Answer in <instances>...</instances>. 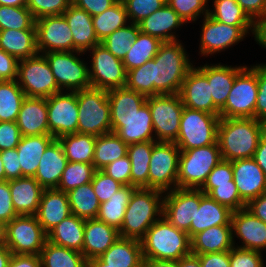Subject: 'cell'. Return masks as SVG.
Instances as JSON below:
<instances>
[{
  "mask_svg": "<svg viewBox=\"0 0 266 267\" xmlns=\"http://www.w3.org/2000/svg\"><path fill=\"white\" fill-rule=\"evenodd\" d=\"M193 67L179 41L163 42L151 60L127 71L126 88L145 96L179 94Z\"/></svg>",
  "mask_w": 266,
  "mask_h": 267,
  "instance_id": "6da1fadb",
  "label": "cell"
},
{
  "mask_svg": "<svg viewBox=\"0 0 266 267\" xmlns=\"http://www.w3.org/2000/svg\"><path fill=\"white\" fill-rule=\"evenodd\" d=\"M266 123L255 118H220L217 142L223 160L253 158Z\"/></svg>",
  "mask_w": 266,
  "mask_h": 267,
  "instance_id": "7a4b0ae2",
  "label": "cell"
},
{
  "mask_svg": "<svg viewBox=\"0 0 266 267\" xmlns=\"http://www.w3.org/2000/svg\"><path fill=\"white\" fill-rule=\"evenodd\" d=\"M163 195L164 192L157 189L135 188L119 229L120 237L141 240L147 230L163 216Z\"/></svg>",
  "mask_w": 266,
  "mask_h": 267,
  "instance_id": "3957f363",
  "label": "cell"
},
{
  "mask_svg": "<svg viewBox=\"0 0 266 267\" xmlns=\"http://www.w3.org/2000/svg\"><path fill=\"white\" fill-rule=\"evenodd\" d=\"M143 259L178 261L191 254L187 232L177 229L164 216L140 240Z\"/></svg>",
  "mask_w": 266,
  "mask_h": 267,
  "instance_id": "277c9868",
  "label": "cell"
},
{
  "mask_svg": "<svg viewBox=\"0 0 266 267\" xmlns=\"http://www.w3.org/2000/svg\"><path fill=\"white\" fill-rule=\"evenodd\" d=\"M221 160L218 142L190 150H180L177 188L200 189L209 173Z\"/></svg>",
  "mask_w": 266,
  "mask_h": 267,
  "instance_id": "5b68a950",
  "label": "cell"
},
{
  "mask_svg": "<svg viewBox=\"0 0 266 267\" xmlns=\"http://www.w3.org/2000/svg\"><path fill=\"white\" fill-rule=\"evenodd\" d=\"M78 133L100 136L111 132V112L107 90L87 88L77 91Z\"/></svg>",
  "mask_w": 266,
  "mask_h": 267,
  "instance_id": "8992f818",
  "label": "cell"
},
{
  "mask_svg": "<svg viewBox=\"0 0 266 267\" xmlns=\"http://www.w3.org/2000/svg\"><path fill=\"white\" fill-rule=\"evenodd\" d=\"M220 115L184 107L175 144L180 150H190L215 144Z\"/></svg>",
  "mask_w": 266,
  "mask_h": 267,
  "instance_id": "52a82bcc",
  "label": "cell"
},
{
  "mask_svg": "<svg viewBox=\"0 0 266 267\" xmlns=\"http://www.w3.org/2000/svg\"><path fill=\"white\" fill-rule=\"evenodd\" d=\"M257 95V65L245 66L235 77L220 118H255Z\"/></svg>",
  "mask_w": 266,
  "mask_h": 267,
  "instance_id": "ba28073f",
  "label": "cell"
},
{
  "mask_svg": "<svg viewBox=\"0 0 266 267\" xmlns=\"http://www.w3.org/2000/svg\"><path fill=\"white\" fill-rule=\"evenodd\" d=\"M146 102L151 112L153 130L156 136L155 141L175 143L184 109L180 95L148 96Z\"/></svg>",
  "mask_w": 266,
  "mask_h": 267,
  "instance_id": "9c48e42d",
  "label": "cell"
},
{
  "mask_svg": "<svg viewBox=\"0 0 266 267\" xmlns=\"http://www.w3.org/2000/svg\"><path fill=\"white\" fill-rule=\"evenodd\" d=\"M17 82L26 97L48 98L61 92L42 54L18 62Z\"/></svg>",
  "mask_w": 266,
  "mask_h": 267,
  "instance_id": "30bf717a",
  "label": "cell"
},
{
  "mask_svg": "<svg viewBox=\"0 0 266 267\" xmlns=\"http://www.w3.org/2000/svg\"><path fill=\"white\" fill-rule=\"evenodd\" d=\"M47 240L36 215H17L7 223L6 246L12 254L40 255Z\"/></svg>",
  "mask_w": 266,
  "mask_h": 267,
  "instance_id": "8fae6325",
  "label": "cell"
},
{
  "mask_svg": "<svg viewBox=\"0 0 266 267\" xmlns=\"http://www.w3.org/2000/svg\"><path fill=\"white\" fill-rule=\"evenodd\" d=\"M180 149L174 142L153 145L148 172V188L163 192L177 188Z\"/></svg>",
  "mask_w": 266,
  "mask_h": 267,
  "instance_id": "7c38bea8",
  "label": "cell"
},
{
  "mask_svg": "<svg viewBox=\"0 0 266 267\" xmlns=\"http://www.w3.org/2000/svg\"><path fill=\"white\" fill-rule=\"evenodd\" d=\"M74 53L83 54L80 51L42 54L46 58L61 91L66 88L70 92H76L91 87L87 63H84Z\"/></svg>",
  "mask_w": 266,
  "mask_h": 267,
  "instance_id": "4fadbf2b",
  "label": "cell"
},
{
  "mask_svg": "<svg viewBox=\"0 0 266 267\" xmlns=\"http://www.w3.org/2000/svg\"><path fill=\"white\" fill-rule=\"evenodd\" d=\"M90 51L92 63L88 70L91 87L107 91L125 87L127 71L122 60L115 57L101 43Z\"/></svg>",
  "mask_w": 266,
  "mask_h": 267,
  "instance_id": "5bb4252c",
  "label": "cell"
},
{
  "mask_svg": "<svg viewBox=\"0 0 266 267\" xmlns=\"http://www.w3.org/2000/svg\"><path fill=\"white\" fill-rule=\"evenodd\" d=\"M165 194L163 216L190 237V225L195 224L196 208L200 207V189L175 188Z\"/></svg>",
  "mask_w": 266,
  "mask_h": 267,
  "instance_id": "9a60e30c",
  "label": "cell"
},
{
  "mask_svg": "<svg viewBox=\"0 0 266 267\" xmlns=\"http://www.w3.org/2000/svg\"><path fill=\"white\" fill-rule=\"evenodd\" d=\"M49 132L54 138L78 133L77 91H63L46 98Z\"/></svg>",
  "mask_w": 266,
  "mask_h": 267,
  "instance_id": "2e32d148",
  "label": "cell"
},
{
  "mask_svg": "<svg viewBox=\"0 0 266 267\" xmlns=\"http://www.w3.org/2000/svg\"><path fill=\"white\" fill-rule=\"evenodd\" d=\"M36 47L40 54L73 51V36L63 15L44 16L35 20Z\"/></svg>",
  "mask_w": 266,
  "mask_h": 267,
  "instance_id": "e0dca14e",
  "label": "cell"
},
{
  "mask_svg": "<svg viewBox=\"0 0 266 267\" xmlns=\"http://www.w3.org/2000/svg\"><path fill=\"white\" fill-rule=\"evenodd\" d=\"M255 26H230L223 24L209 15L204 16V22L202 25V34L200 40L201 55L208 56L216 52L228 49L235 43L242 41L245 35L249 33V30L254 33Z\"/></svg>",
  "mask_w": 266,
  "mask_h": 267,
  "instance_id": "ac0fdd59",
  "label": "cell"
},
{
  "mask_svg": "<svg viewBox=\"0 0 266 267\" xmlns=\"http://www.w3.org/2000/svg\"><path fill=\"white\" fill-rule=\"evenodd\" d=\"M179 95L184 107L220 115V110L213 103L208 80L196 67L188 71Z\"/></svg>",
  "mask_w": 266,
  "mask_h": 267,
  "instance_id": "d6986e66",
  "label": "cell"
},
{
  "mask_svg": "<svg viewBox=\"0 0 266 267\" xmlns=\"http://www.w3.org/2000/svg\"><path fill=\"white\" fill-rule=\"evenodd\" d=\"M111 132L116 133L127 145L155 141L151 112L146 102L130 118H111Z\"/></svg>",
  "mask_w": 266,
  "mask_h": 267,
  "instance_id": "ffe728a7",
  "label": "cell"
},
{
  "mask_svg": "<svg viewBox=\"0 0 266 267\" xmlns=\"http://www.w3.org/2000/svg\"><path fill=\"white\" fill-rule=\"evenodd\" d=\"M233 242L236 235L243 245L238 248L263 252L266 250V223L248 209L234 211L231 216Z\"/></svg>",
  "mask_w": 266,
  "mask_h": 267,
  "instance_id": "44dd1931",
  "label": "cell"
},
{
  "mask_svg": "<svg viewBox=\"0 0 266 267\" xmlns=\"http://www.w3.org/2000/svg\"><path fill=\"white\" fill-rule=\"evenodd\" d=\"M231 163L233 180L246 205L266 192V176L253 158L235 160Z\"/></svg>",
  "mask_w": 266,
  "mask_h": 267,
  "instance_id": "7402d4cb",
  "label": "cell"
},
{
  "mask_svg": "<svg viewBox=\"0 0 266 267\" xmlns=\"http://www.w3.org/2000/svg\"><path fill=\"white\" fill-rule=\"evenodd\" d=\"M120 237L119 230L97 218L85 219L82 254L86 260L100 257Z\"/></svg>",
  "mask_w": 266,
  "mask_h": 267,
  "instance_id": "603a6c76",
  "label": "cell"
},
{
  "mask_svg": "<svg viewBox=\"0 0 266 267\" xmlns=\"http://www.w3.org/2000/svg\"><path fill=\"white\" fill-rule=\"evenodd\" d=\"M16 122L22 136L51 135L46 98L25 97Z\"/></svg>",
  "mask_w": 266,
  "mask_h": 267,
  "instance_id": "cb8c5ba5",
  "label": "cell"
},
{
  "mask_svg": "<svg viewBox=\"0 0 266 267\" xmlns=\"http://www.w3.org/2000/svg\"><path fill=\"white\" fill-rule=\"evenodd\" d=\"M71 214L67 193L56 188L43 190L36 217L47 234Z\"/></svg>",
  "mask_w": 266,
  "mask_h": 267,
  "instance_id": "d4e9b609",
  "label": "cell"
},
{
  "mask_svg": "<svg viewBox=\"0 0 266 267\" xmlns=\"http://www.w3.org/2000/svg\"><path fill=\"white\" fill-rule=\"evenodd\" d=\"M67 163L63 148L55 138L40 158L34 178L44 189L57 188Z\"/></svg>",
  "mask_w": 266,
  "mask_h": 267,
  "instance_id": "484cf974",
  "label": "cell"
},
{
  "mask_svg": "<svg viewBox=\"0 0 266 267\" xmlns=\"http://www.w3.org/2000/svg\"><path fill=\"white\" fill-rule=\"evenodd\" d=\"M62 15L72 31L73 51L85 53L101 43L93 27L92 16L87 11L71 4Z\"/></svg>",
  "mask_w": 266,
  "mask_h": 267,
  "instance_id": "4316f807",
  "label": "cell"
},
{
  "mask_svg": "<svg viewBox=\"0 0 266 267\" xmlns=\"http://www.w3.org/2000/svg\"><path fill=\"white\" fill-rule=\"evenodd\" d=\"M245 66L204 65L196 67L208 80L214 105L221 110L228 99L236 75Z\"/></svg>",
  "mask_w": 266,
  "mask_h": 267,
  "instance_id": "83f0119b",
  "label": "cell"
},
{
  "mask_svg": "<svg viewBox=\"0 0 266 267\" xmlns=\"http://www.w3.org/2000/svg\"><path fill=\"white\" fill-rule=\"evenodd\" d=\"M12 203L18 215H36L44 188L34 177L8 180Z\"/></svg>",
  "mask_w": 266,
  "mask_h": 267,
  "instance_id": "f1b7e54d",
  "label": "cell"
},
{
  "mask_svg": "<svg viewBox=\"0 0 266 267\" xmlns=\"http://www.w3.org/2000/svg\"><path fill=\"white\" fill-rule=\"evenodd\" d=\"M185 24L184 20L167 3L138 23L140 32L160 39L162 42L177 41L173 29Z\"/></svg>",
  "mask_w": 266,
  "mask_h": 267,
  "instance_id": "f546056e",
  "label": "cell"
},
{
  "mask_svg": "<svg viewBox=\"0 0 266 267\" xmlns=\"http://www.w3.org/2000/svg\"><path fill=\"white\" fill-rule=\"evenodd\" d=\"M233 211L200 190V207L196 208L195 224L190 225V239L212 226L231 225Z\"/></svg>",
  "mask_w": 266,
  "mask_h": 267,
  "instance_id": "4dcf8cb0",
  "label": "cell"
},
{
  "mask_svg": "<svg viewBox=\"0 0 266 267\" xmlns=\"http://www.w3.org/2000/svg\"><path fill=\"white\" fill-rule=\"evenodd\" d=\"M190 240L191 254L230 251L235 247L232 225L212 226L195 234Z\"/></svg>",
  "mask_w": 266,
  "mask_h": 267,
  "instance_id": "1f68e13d",
  "label": "cell"
},
{
  "mask_svg": "<svg viewBox=\"0 0 266 267\" xmlns=\"http://www.w3.org/2000/svg\"><path fill=\"white\" fill-rule=\"evenodd\" d=\"M99 258L105 267H143L141 241L119 237Z\"/></svg>",
  "mask_w": 266,
  "mask_h": 267,
  "instance_id": "d6a6232c",
  "label": "cell"
},
{
  "mask_svg": "<svg viewBox=\"0 0 266 267\" xmlns=\"http://www.w3.org/2000/svg\"><path fill=\"white\" fill-rule=\"evenodd\" d=\"M55 138L52 135L22 136L16 149L19 156V165L22 177H34L37 172L40 158L47 146Z\"/></svg>",
  "mask_w": 266,
  "mask_h": 267,
  "instance_id": "836d02e7",
  "label": "cell"
},
{
  "mask_svg": "<svg viewBox=\"0 0 266 267\" xmlns=\"http://www.w3.org/2000/svg\"><path fill=\"white\" fill-rule=\"evenodd\" d=\"M0 49L18 61L36 56V29L0 30Z\"/></svg>",
  "mask_w": 266,
  "mask_h": 267,
  "instance_id": "e575fe53",
  "label": "cell"
},
{
  "mask_svg": "<svg viewBox=\"0 0 266 267\" xmlns=\"http://www.w3.org/2000/svg\"><path fill=\"white\" fill-rule=\"evenodd\" d=\"M84 226L85 219L71 214L47 234L48 241L82 253Z\"/></svg>",
  "mask_w": 266,
  "mask_h": 267,
  "instance_id": "d590c367",
  "label": "cell"
},
{
  "mask_svg": "<svg viewBox=\"0 0 266 267\" xmlns=\"http://www.w3.org/2000/svg\"><path fill=\"white\" fill-rule=\"evenodd\" d=\"M157 141L129 144L127 155L131 163L130 186L148 188V172L153 145Z\"/></svg>",
  "mask_w": 266,
  "mask_h": 267,
  "instance_id": "8d00e7d4",
  "label": "cell"
},
{
  "mask_svg": "<svg viewBox=\"0 0 266 267\" xmlns=\"http://www.w3.org/2000/svg\"><path fill=\"white\" fill-rule=\"evenodd\" d=\"M111 118H130L146 103L147 96L126 87L107 91Z\"/></svg>",
  "mask_w": 266,
  "mask_h": 267,
  "instance_id": "74e56055",
  "label": "cell"
},
{
  "mask_svg": "<svg viewBox=\"0 0 266 267\" xmlns=\"http://www.w3.org/2000/svg\"><path fill=\"white\" fill-rule=\"evenodd\" d=\"M136 187L124 185L108 200L100 204L97 219L118 230L123 224L126 207Z\"/></svg>",
  "mask_w": 266,
  "mask_h": 267,
  "instance_id": "f35d334b",
  "label": "cell"
},
{
  "mask_svg": "<svg viewBox=\"0 0 266 267\" xmlns=\"http://www.w3.org/2000/svg\"><path fill=\"white\" fill-rule=\"evenodd\" d=\"M128 145L114 132L96 137L93 165L102 170L111 162L127 155Z\"/></svg>",
  "mask_w": 266,
  "mask_h": 267,
  "instance_id": "ab89813d",
  "label": "cell"
},
{
  "mask_svg": "<svg viewBox=\"0 0 266 267\" xmlns=\"http://www.w3.org/2000/svg\"><path fill=\"white\" fill-rule=\"evenodd\" d=\"M57 139L69 162L93 163L96 136L72 133Z\"/></svg>",
  "mask_w": 266,
  "mask_h": 267,
  "instance_id": "60d3db41",
  "label": "cell"
},
{
  "mask_svg": "<svg viewBox=\"0 0 266 267\" xmlns=\"http://www.w3.org/2000/svg\"><path fill=\"white\" fill-rule=\"evenodd\" d=\"M42 267H87L81 252L56 245L47 240L40 253Z\"/></svg>",
  "mask_w": 266,
  "mask_h": 267,
  "instance_id": "b9f144b4",
  "label": "cell"
},
{
  "mask_svg": "<svg viewBox=\"0 0 266 267\" xmlns=\"http://www.w3.org/2000/svg\"><path fill=\"white\" fill-rule=\"evenodd\" d=\"M68 201L73 215L83 218H96L100 202L96 196L91 182L74 188L67 192Z\"/></svg>",
  "mask_w": 266,
  "mask_h": 267,
  "instance_id": "7bdbcfd3",
  "label": "cell"
},
{
  "mask_svg": "<svg viewBox=\"0 0 266 267\" xmlns=\"http://www.w3.org/2000/svg\"><path fill=\"white\" fill-rule=\"evenodd\" d=\"M25 97L17 80L0 81V122H16Z\"/></svg>",
  "mask_w": 266,
  "mask_h": 267,
  "instance_id": "ee69618b",
  "label": "cell"
},
{
  "mask_svg": "<svg viewBox=\"0 0 266 267\" xmlns=\"http://www.w3.org/2000/svg\"><path fill=\"white\" fill-rule=\"evenodd\" d=\"M162 43L156 37L139 32L132 43V48L122 60L126 71L142 66L148 60L153 59Z\"/></svg>",
  "mask_w": 266,
  "mask_h": 267,
  "instance_id": "f6af8a7d",
  "label": "cell"
},
{
  "mask_svg": "<svg viewBox=\"0 0 266 267\" xmlns=\"http://www.w3.org/2000/svg\"><path fill=\"white\" fill-rule=\"evenodd\" d=\"M129 22L124 3L116 2L101 14L92 17L93 27L101 42L115 30L124 27Z\"/></svg>",
  "mask_w": 266,
  "mask_h": 267,
  "instance_id": "bcb514c9",
  "label": "cell"
},
{
  "mask_svg": "<svg viewBox=\"0 0 266 267\" xmlns=\"http://www.w3.org/2000/svg\"><path fill=\"white\" fill-rule=\"evenodd\" d=\"M214 9L208 15L216 21L230 26H255L236 0H213Z\"/></svg>",
  "mask_w": 266,
  "mask_h": 267,
  "instance_id": "7dc6e473",
  "label": "cell"
},
{
  "mask_svg": "<svg viewBox=\"0 0 266 267\" xmlns=\"http://www.w3.org/2000/svg\"><path fill=\"white\" fill-rule=\"evenodd\" d=\"M140 32L138 24L130 22L101 41V44L115 57L123 60L132 48V43L136 40Z\"/></svg>",
  "mask_w": 266,
  "mask_h": 267,
  "instance_id": "c3c4849f",
  "label": "cell"
},
{
  "mask_svg": "<svg viewBox=\"0 0 266 267\" xmlns=\"http://www.w3.org/2000/svg\"><path fill=\"white\" fill-rule=\"evenodd\" d=\"M96 169L93 163L69 162L56 189L65 193L92 181Z\"/></svg>",
  "mask_w": 266,
  "mask_h": 267,
  "instance_id": "681fc988",
  "label": "cell"
},
{
  "mask_svg": "<svg viewBox=\"0 0 266 267\" xmlns=\"http://www.w3.org/2000/svg\"><path fill=\"white\" fill-rule=\"evenodd\" d=\"M36 29L35 19L27 6H2L0 5V30Z\"/></svg>",
  "mask_w": 266,
  "mask_h": 267,
  "instance_id": "f907efd6",
  "label": "cell"
},
{
  "mask_svg": "<svg viewBox=\"0 0 266 267\" xmlns=\"http://www.w3.org/2000/svg\"><path fill=\"white\" fill-rule=\"evenodd\" d=\"M208 195L233 212L246 208L234 180L230 181V184L217 185Z\"/></svg>",
  "mask_w": 266,
  "mask_h": 267,
  "instance_id": "816d5d0a",
  "label": "cell"
},
{
  "mask_svg": "<svg viewBox=\"0 0 266 267\" xmlns=\"http://www.w3.org/2000/svg\"><path fill=\"white\" fill-rule=\"evenodd\" d=\"M208 0H166V3L174 9L184 20L195 21L200 15H208L209 9L206 8Z\"/></svg>",
  "mask_w": 266,
  "mask_h": 267,
  "instance_id": "f5cc1de1",
  "label": "cell"
},
{
  "mask_svg": "<svg viewBox=\"0 0 266 267\" xmlns=\"http://www.w3.org/2000/svg\"><path fill=\"white\" fill-rule=\"evenodd\" d=\"M165 4L166 0H127L124 2L129 22L135 24L161 9Z\"/></svg>",
  "mask_w": 266,
  "mask_h": 267,
  "instance_id": "db71d44e",
  "label": "cell"
},
{
  "mask_svg": "<svg viewBox=\"0 0 266 267\" xmlns=\"http://www.w3.org/2000/svg\"><path fill=\"white\" fill-rule=\"evenodd\" d=\"M72 4V0H27V8L34 19L44 16L62 15Z\"/></svg>",
  "mask_w": 266,
  "mask_h": 267,
  "instance_id": "11a10c76",
  "label": "cell"
},
{
  "mask_svg": "<svg viewBox=\"0 0 266 267\" xmlns=\"http://www.w3.org/2000/svg\"><path fill=\"white\" fill-rule=\"evenodd\" d=\"M233 180V169L231 161L221 160L209 173L205 183L200 190L208 195L217 185L230 184Z\"/></svg>",
  "mask_w": 266,
  "mask_h": 267,
  "instance_id": "9f6ffc18",
  "label": "cell"
},
{
  "mask_svg": "<svg viewBox=\"0 0 266 267\" xmlns=\"http://www.w3.org/2000/svg\"><path fill=\"white\" fill-rule=\"evenodd\" d=\"M91 184L100 203L108 201L116 191L124 186L102 170H96Z\"/></svg>",
  "mask_w": 266,
  "mask_h": 267,
  "instance_id": "6f0895ef",
  "label": "cell"
},
{
  "mask_svg": "<svg viewBox=\"0 0 266 267\" xmlns=\"http://www.w3.org/2000/svg\"><path fill=\"white\" fill-rule=\"evenodd\" d=\"M262 252L233 247L230 250V267H265Z\"/></svg>",
  "mask_w": 266,
  "mask_h": 267,
  "instance_id": "680465c9",
  "label": "cell"
},
{
  "mask_svg": "<svg viewBox=\"0 0 266 267\" xmlns=\"http://www.w3.org/2000/svg\"><path fill=\"white\" fill-rule=\"evenodd\" d=\"M102 171L121 184L130 185L131 163L128 155L111 162Z\"/></svg>",
  "mask_w": 266,
  "mask_h": 267,
  "instance_id": "91938a15",
  "label": "cell"
},
{
  "mask_svg": "<svg viewBox=\"0 0 266 267\" xmlns=\"http://www.w3.org/2000/svg\"><path fill=\"white\" fill-rule=\"evenodd\" d=\"M258 95L255 119L266 123V64L257 65Z\"/></svg>",
  "mask_w": 266,
  "mask_h": 267,
  "instance_id": "94428289",
  "label": "cell"
},
{
  "mask_svg": "<svg viewBox=\"0 0 266 267\" xmlns=\"http://www.w3.org/2000/svg\"><path fill=\"white\" fill-rule=\"evenodd\" d=\"M21 137L17 122H0V152L16 148Z\"/></svg>",
  "mask_w": 266,
  "mask_h": 267,
  "instance_id": "6125c7cd",
  "label": "cell"
},
{
  "mask_svg": "<svg viewBox=\"0 0 266 267\" xmlns=\"http://www.w3.org/2000/svg\"><path fill=\"white\" fill-rule=\"evenodd\" d=\"M0 155L3 162L6 181L22 177L17 149L3 150L0 152Z\"/></svg>",
  "mask_w": 266,
  "mask_h": 267,
  "instance_id": "be15d7a7",
  "label": "cell"
},
{
  "mask_svg": "<svg viewBox=\"0 0 266 267\" xmlns=\"http://www.w3.org/2000/svg\"><path fill=\"white\" fill-rule=\"evenodd\" d=\"M17 215L12 203L9 183L0 181V220L8 223Z\"/></svg>",
  "mask_w": 266,
  "mask_h": 267,
  "instance_id": "e7e4bbea",
  "label": "cell"
},
{
  "mask_svg": "<svg viewBox=\"0 0 266 267\" xmlns=\"http://www.w3.org/2000/svg\"><path fill=\"white\" fill-rule=\"evenodd\" d=\"M236 1L254 23L266 18V0Z\"/></svg>",
  "mask_w": 266,
  "mask_h": 267,
  "instance_id": "03108f58",
  "label": "cell"
},
{
  "mask_svg": "<svg viewBox=\"0 0 266 267\" xmlns=\"http://www.w3.org/2000/svg\"><path fill=\"white\" fill-rule=\"evenodd\" d=\"M18 60L0 49V81L16 80Z\"/></svg>",
  "mask_w": 266,
  "mask_h": 267,
  "instance_id": "003e7915",
  "label": "cell"
},
{
  "mask_svg": "<svg viewBox=\"0 0 266 267\" xmlns=\"http://www.w3.org/2000/svg\"><path fill=\"white\" fill-rule=\"evenodd\" d=\"M194 255L199 258L201 267H230V251Z\"/></svg>",
  "mask_w": 266,
  "mask_h": 267,
  "instance_id": "a7ac6f4b",
  "label": "cell"
},
{
  "mask_svg": "<svg viewBox=\"0 0 266 267\" xmlns=\"http://www.w3.org/2000/svg\"><path fill=\"white\" fill-rule=\"evenodd\" d=\"M115 3V0H72V4L87 11L92 17L101 14Z\"/></svg>",
  "mask_w": 266,
  "mask_h": 267,
  "instance_id": "89a4df30",
  "label": "cell"
},
{
  "mask_svg": "<svg viewBox=\"0 0 266 267\" xmlns=\"http://www.w3.org/2000/svg\"><path fill=\"white\" fill-rule=\"evenodd\" d=\"M8 267H42L40 255L12 254Z\"/></svg>",
  "mask_w": 266,
  "mask_h": 267,
  "instance_id": "2644e50d",
  "label": "cell"
},
{
  "mask_svg": "<svg viewBox=\"0 0 266 267\" xmlns=\"http://www.w3.org/2000/svg\"><path fill=\"white\" fill-rule=\"evenodd\" d=\"M246 209L266 223V192L251 200L246 205Z\"/></svg>",
  "mask_w": 266,
  "mask_h": 267,
  "instance_id": "8c879c8a",
  "label": "cell"
},
{
  "mask_svg": "<svg viewBox=\"0 0 266 267\" xmlns=\"http://www.w3.org/2000/svg\"><path fill=\"white\" fill-rule=\"evenodd\" d=\"M253 159L258 164V166L263 170L266 176V130L260 138L258 147L254 152Z\"/></svg>",
  "mask_w": 266,
  "mask_h": 267,
  "instance_id": "753ad0ef",
  "label": "cell"
},
{
  "mask_svg": "<svg viewBox=\"0 0 266 267\" xmlns=\"http://www.w3.org/2000/svg\"><path fill=\"white\" fill-rule=\"evenodd\" d=\"M253 35L255 41L266 48V18L255 23Z\"/></svg>",
  "mask_w": 266,
  "mask_h": 267,
  "instance_id": "34e18365",
  "label": "cell"
},
{
  "mask_svg": "<svg viewBox=\"0 0 266 267\" xmlns=\"http://www.w3.org/2000/svg\"><path fill=\"white\" fill-rule=\"evenodd\" d=\"M143 267H178L177 261L143 259Z\"/></svg>",
  "mask_w": 266,
  "mask_h": 267,
  "instance_id": "11e5206c",
  "label": "cell"
},
{
  "mask_svg": "<svg viewBox=\"0 0 266 267\" xmlns=\"http://www.w3.org/2000/svg\"><path fill=\"white\" fill-rule=\"evenodd\" d=\"M177 264L178 267H201L199 258L194 254L179 259Z\"/></svg>",
  "mask_w": 266,
  "mask_h": 267,
  "instance_id": "2a66077c",
  "label": "cell"
},
{
  "mask_svg": "<svg viewBox=\"0 0 266 267\" xmlns=\"http://www.w3.org/2000/svg\"><path fill=\"white\" fill-rule=\"evenodd\" d=\"M12 252L7 246L0 247V267H8Z\"/></svg>",
  "mask_w": 266,
  "mask_h": 267,
  "instance_id": "b9fcfbb0",
  "label": "cell"
},
{
  "mask_svg": "<svg viewBox=\"0 0 266 267\" xmlns=\"http://www.w3.org/2000/svg\"><path fill=\"white\" fill-rule=\"evenodd\" d=\"M0 5L2 6H27V0H0Z\"/></svg>",
  "mask_w": 266,
  "mask_h": 267,
  "instance_id": "09005b40",
  "label": "cell"
},
{
  "mask_svg": "<svg viewBox=\"0 0 266 267\" xmlns=\"http://www.w3.org/2000/svg\"><path fill=\"white\" fill-rule=\"evenodd\" d=\"M7 223L0 220V247L6 246Z\"/></svg>",
  "mask_w": 266,
  "mask_h": 267,
  "instance_id": "979ff035",
  "label": "cell"
},
{
  "mask_svg": "<svg viewBox=\"0 0 266 267\" xmlns=\"http://www.w3.org/2000/svg\"><path fill=\"white\" fill-rule=\"evenodd\" d=\"M87 267H105V263L99 257H97L88 260Z\"/></svg>",
  "mask_w": 266,
  "mask_h": 267,
  "instance_id": "deb4b68c",
  "label": "cell"
},
{
  "mask_svg": "<svg viewBox=\"0 0 266 267\" xmlns=\"http://www.w3.org/2000/svg\"><path fill=\"white\" fill-rule=\"evenodd\" d=\"M0 181H6V176H5V171H4L1 155H0Z\"/></svg>",
  "mask_w": 266,
  "mask_h": 267,
  "instance_id": "67dfc351",
  "label": "cell"
},
{
  "mask_svg": "<svg viewBox=\"0 0 266 267\" xmlns=\"http://www.w3.org/2000/svg\"><path fill=\"white\" fill-rule=\"evenodd\" d=\"M116 2H119V3H124L125 1L127 0H115Z\"/></svg>",
  "mask_w": 266,
  "mask_h": 267,
  "instance_id": "b62a3aed",
  "label": "cell"
}]
</instances>
